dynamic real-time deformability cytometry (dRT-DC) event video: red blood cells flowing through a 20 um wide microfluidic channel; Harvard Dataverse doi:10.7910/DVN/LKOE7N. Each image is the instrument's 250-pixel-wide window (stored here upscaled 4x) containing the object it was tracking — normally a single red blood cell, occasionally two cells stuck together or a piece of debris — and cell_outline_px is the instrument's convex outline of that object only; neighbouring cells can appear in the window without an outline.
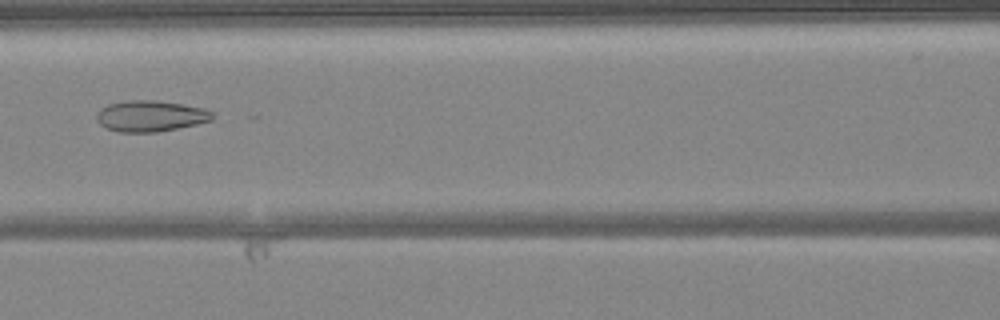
{"species": "common noctule bat (a hibernating species)", "species_latin": "Nyctalus noctula", "temperature_condition": "warm", "stored_images_in_passage": 49, "camera_frame_rate_fps": 3000, "um_per_image_px": 0.085, "animal": {"sex": "female", "body_mass_g": 24.6, "forearm_length_mm": 56.2}, "frame": {"image": 1, "passage_image": 22, "time_ms": 7.0, "image_size_px": [1000, 320], "cell_outline_px": [[212, 120], [196, 124], [156, 132], [116, 132], [104, 128], [96, 120], [96, 116], [100, 108], [108, 104], [128, 100], [156, 100], [184, 104], [204, 108], [212, 112]], "centroid_in_image_um": [12.75, 9.86], "position_along_channel_um": 153.9, "area_um2": 21.04}}
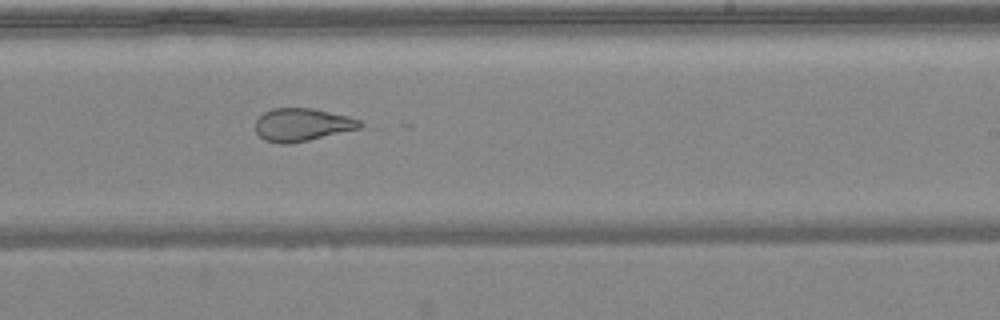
{"frame": {"image": 2, "passage_image": 30, "time_ms": 9.667, "image_size_px": [1000, 320], "cell_outline_px": [[364, 124], [360, 128], [308, 140], [288, 144], [280, 144], [264, 140], [256, 132], [256, 120], [264, 112], [272, 108], [312, 108], [348, 116], [360, 120]], "centroid_in_image_um": [25.67, 10.6], "position_along_channel_um": 263.3, "area_um2": 19.94}}
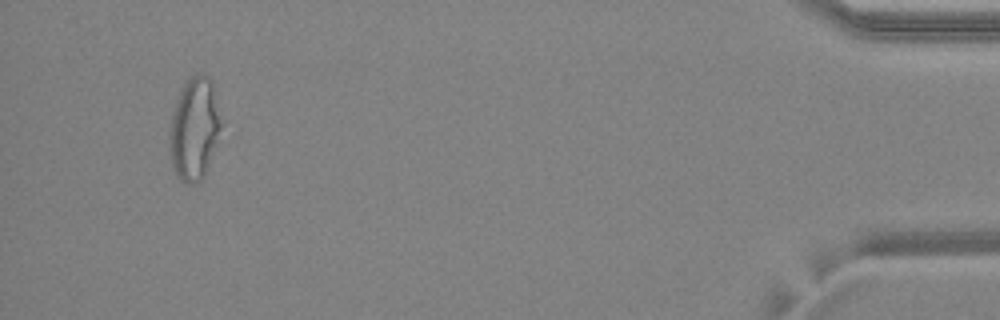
{"frame": {"image": 3, "passage_image": 47, "time_ms": 15.333, "image_size_px": [1000, 320], "cell_outline_px": [[224, 124], [204, 176], [196, 184], [184, 184], [176, 176], [172, 168], [168, 152], [168, 128], [172, 112], [176, 100], [184, 84], [196, 72], [200, 72], [208, 76], [212, 80], [224, 120]], "centroid_in_image_um": [16.52, 10.95], "position_along_channel_um": 418.7, "area_um2": 32.14}, "authors_computed_cell_mechanics": {"area_um2": 26.588, "velocity_mm_per_s": 4.1263, "shape_relaxation_time_tau1_ms": null, "shape_relaxation_time_tau2_ms": 1.6403, "deformation_change_tau1": null, "deformation_change_tau2": 0.0858}}